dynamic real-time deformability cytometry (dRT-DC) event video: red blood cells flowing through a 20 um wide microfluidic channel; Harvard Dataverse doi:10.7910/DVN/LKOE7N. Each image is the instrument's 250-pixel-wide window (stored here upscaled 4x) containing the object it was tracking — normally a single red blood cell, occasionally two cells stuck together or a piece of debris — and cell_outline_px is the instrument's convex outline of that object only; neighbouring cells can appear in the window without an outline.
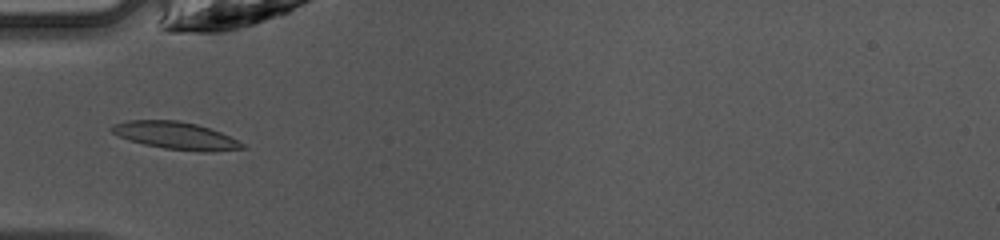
{"species": "common noctule bat (a hibernating species)", "species_latin": "Nyctalus noctula", "temperature_condition": "warm", "stored_images_in_passage": 46, "camera_frame_rate_fps": 3000, "um_per_image_px": 0.085, "animal": {"sex": "female", "body_mass_g": 10.0, "forearm_length_mm": 53.1}, "frame": {"image": 1, "passage_image": 15, "time_ms": 4.667, "image_size_px": [1000, 240], "cell_outline_px": [[248, 148], [204, 152], [200, 152], [164, 148], [144, 144], [128, 140], [112, 132], [108, 128], [112, 124], [128, 120], [176, 120], [196, 124], [220, 132], [244, 144]], "centroid_in_image_um": [14.9, 11.52], "position_along_channel_um": 70.1, "area_um2": 20.75}}
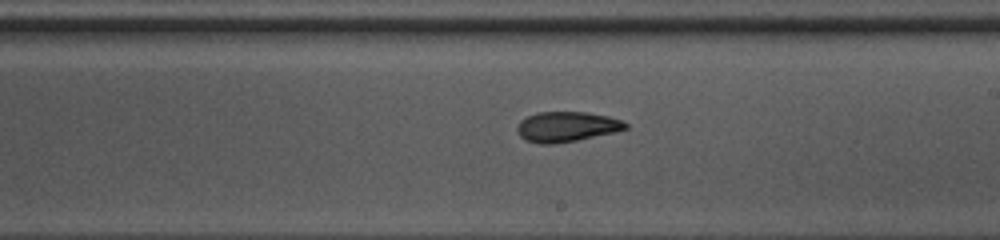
{"frame": {"image": 2, "passage_image": 27, "time_ms": 8.667, "image_size_px": [1000, 240], "cell_outline_px": [[628, 128], [616, 132], [556, 144], [540, 144], [524, 140], [520, 136], [516, 128], [520, 120], [536, 112], [588, 112], [608, 116], [620, 120], [628, 124]], "centroid_in_image_um": [48.15, 10.77], "position_along_channel_um": 240.9, "area_um2": 19.13}}
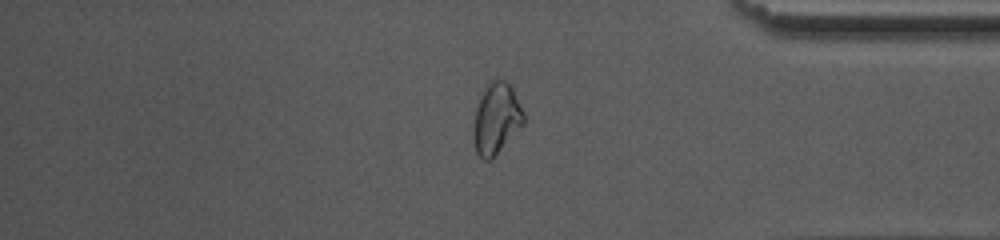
{"frame": {"image": 3, "passage_image": 39, "time_ms": 12.667, "image_size_px": [1000, 240], "cell_outline_px": [[524, 124], [492, 160], [484, 160], [476, 152], [472, 140], [472, 128], [476, 108], [484, 84], [492, 76], [496, 76], [504, 80], [512, 88], [524, 112]], "centroid_in_image_um": [42.15, 10.05], "position_along_channel_um": 393.0, "area_um2": 21.5}, "authors_computed_cell_mechanics": {"area_um2": 19.4786, "velocity_mm_per_s": 4.2415, "shape_relaxation_time_tau1_ms": 4.9606, "shape_relaxation_time_tau2_ms": 2.7883, "deformation_change_tau1": 0.1789, "deformation_change_tau2": 0.0782}}